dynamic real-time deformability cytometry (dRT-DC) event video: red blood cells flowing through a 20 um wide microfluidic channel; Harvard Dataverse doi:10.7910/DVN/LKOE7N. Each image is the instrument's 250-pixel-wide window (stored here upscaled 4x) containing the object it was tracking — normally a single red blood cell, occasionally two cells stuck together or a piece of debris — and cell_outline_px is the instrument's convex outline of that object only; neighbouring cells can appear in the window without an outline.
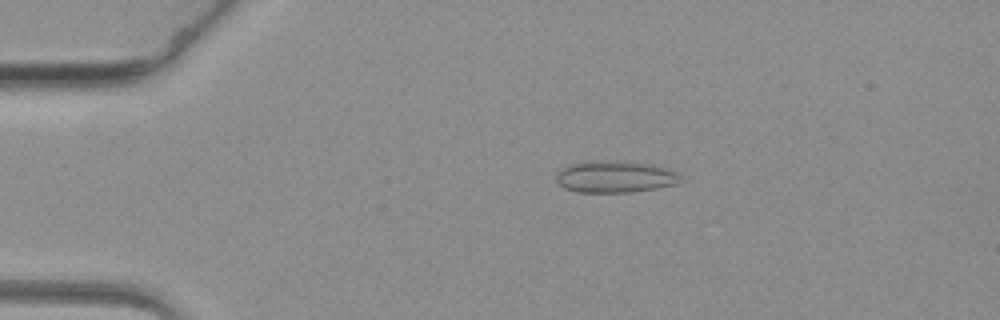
{"species": "common noctule bat (a hibernating species)", "species_latin": "Nyctalus noctula", "temperature_condition": "warm", "stored_images_in_passage": 62, "camera_frame_rate_fps": 3000, "um_per_image_px": 0.085, "animal": {"sex": "female", "body_mass_g": 19.3, "forearm_length_mm": 54.1}, "frame": {"image": 1, "passage_image": 13, "time_ms": 4.0, "image_size_px": [1000, 320], "cell_outline_px": [[680, 180], [676, 184], [656, 188], [628, 192], [580, 192], [564, 188], [556, 180], [556, 172], [560, 168], [572, 164], [604, 160], [652, 164], [680, 172]], "centroid_in_image_um": [52.28, 15.02], "position_along_channel_um": 32.7, "area_um2": 22.83}}
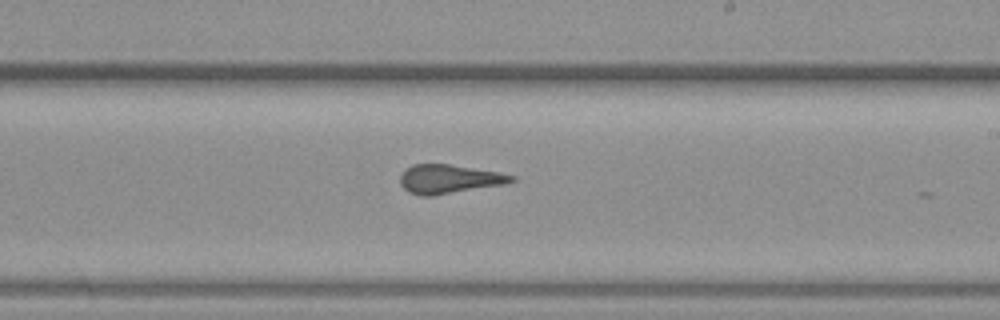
{"frame": {"image": 2, "passage_image": 37, "time_ms": 12.0, "image_size_px": [1000, 320], "cell_outline_px": [[516, 180], [504, 184], [432, 196], [420, 196], [408, 192], [400, 184], [400, 172], [404, 168], [412, 164], [448, 164], [500, 172], [516, 176]], "centroid_in_image_um": [38.13, 15.21], "position_along_channel_um": 250.9, "area_um2": 18.9}}
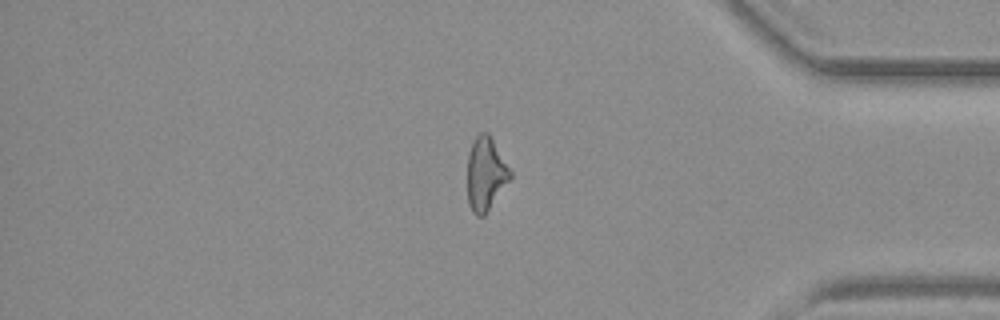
{"frame": {"image": 3, "passage_image": 52, "time_ms": 17.0, "image_size_px": [1000, 320], "cell_outline_px": [[512, 176], [484, 216], [476, 216], [472, 212], [468, 204], [468, 152], [476, 136], [480, 132], [488, 132], [512, 172]], "centroid_in_image_um": [41.27, 14.79], "position_along_channel_um": 393.9, "area_um2": 18.15}}